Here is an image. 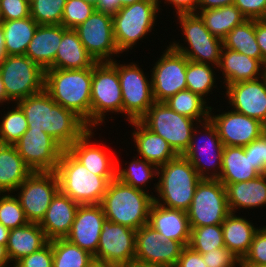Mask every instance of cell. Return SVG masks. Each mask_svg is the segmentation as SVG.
<instances>
[{
    "label": "cell",
    "mask_w": 266,
    "mask_h": 267,
    "mask_svg": "<svg viewBox=\"0 0 266 267\" xmlns=\"http://www.w3.org/2000/svg\"><path fill=\"white\" fill-rule=\"evenodd\" d=\"M24 112L28 129L41 130L68 149L89 127L74 112L57 104L43 90L16 103Z\"/></svg>",
    "instance_id": "6da1fadb"
},
{
    "label": "cell",
    "mask_w": 266,
    "mask_h": 267,
    "mask_svg": "<svg viewBox=\"0 0 266 267\" xmlns=\"http://www.w3.org/2000/svg\"><path fill=\"white\" fill-rule=\"evenodd\" d=\"M93 66L85 69L45 70L44 90L62 107L74 112L90 128Z\"/></svg>",
    "instance_id": "7a4b0ae2"
},
{
    "label": "cell",
    "mask_w": 266,
    "mask_h": 267,
    "mask_svg": "<svg viewBox=\"0 0 266 267\" xmlns=\"http://www.w3.org/2000/svg\"><path fill=\"white\" fill-rule=\"evenodd\" d=\"M121 182L115 178L110 181L101 201L107 220L138 230L148 224V217L154 194Z\"/></svg>",
    "instance_id": "3957f363"
},
{
    "label": "cell",
    "mask_w": 266,
    "mask_h": 267,
    "mask_svg": "<svg viewBox=\"0 0 266 267\" xmlns=\"http://www.w3.org/2000/svg\"><path fill=\"white\" fill-rule=\"evenodd\" d=\"M154 202L171 209L187 211L196 187L202 179L190 161L182 155L158 167Z\"/></svg>",
    "instance_id": "277c9868"
},
{
    "label": "cell",
    "mask_w": 266,
    "mask_h": 267,
    "mask_svg": "<svg viewBox=\"0 0 266 267\" xmlns=\"http://www.w3.org/2000/svg\"><path fill=\"white\" fill-rule=\"evenodd\" d=\"M55 173L59 190L79 205L100 204L109 181L90 172L67 149H64Z\"/></svg>",
    "instance_id": "5b68a950"
},
{
    "label": "cell",
    "mask_w": 266,
    "mask_h": 267,
    "mask_svg": "<svg viewBox=\"0 0 266 267\" xmlns=\"http://www.w3.org/2000/svg\"><path fill=\"white\" fill-rule=\"evenodd\" d=\"M117 59L93 65L90 103V128L105 124L108 113L123 114V101ZM108 112V113H107Z\"/></svg>",
    "instance_id": "8992f818"
},
{
    "label": "cell",
    "mask_w": 266,
    "mask_h": 267,
    "mask_svg": "<svg viewBox=\"0 0 266 267\" xmlns=\"http://www.w3.org/2000/svg\"><path fill=\"white\" fill-rule=\"evenodd\" d=\"M160 9L159 0H141L112 15L114 39L121 54L152 31Z\"/></svg>",
    "instance_id": "52a82bcc"
},
{
    "label": "cell",
    "mask_w": 266,
    "mask_h": 267,
    "mask_svg": "<svg viewBox=\"0 0 266 267\" xmlns=\"http://www.w3.org/2000/svg\"><path fill=\"white\" fill-rule=\"evenodd\" d=\"M177 20L183 32L181 34L185 36L183 44L188 45L184 47L175 40L169 45L190 61L217 67L224 47L223 40L210 33L197 13L179 14Z\"/></svg>",
    "instance_id": "ba28073f"
},
{
    "label": "cell",
    "mask_w": 266,
    "mask_h": 267,
    "mask_svg": "<svg viewBox=\"0 0 266 267\" xmlns=\"http://www.w3.org/2000/svg\"><path fill=\"white\" fill-rule=\"evenodd\" d=\"M0 76L12 103L44 90L45 71L26 55H7L0 64Z\"/></svg>",
    "instance_id": "9c48e42d"
},
{
    "label": "cell",
    "mask_w": 266,
    "mask_h": 267,
    "mask_svg": "<svg viewBox=\"0 0 266 267\" xmlns=\"http://www.w3.org/2000/svg\"><path fill=\"white\" fill-rule=\"evenodd\" d=\"M140 121L152 132L164 138L177 155L186 152L193 130L199 123L173 111L164 102H155Z\"/></svg>",
    "instance_id": "30bf717a"
},
{
    "label": "cell",
    "mask_w": 266,
    "mask_h": 267,
    "mask_svg": "<svg viewBox=\"0 0 266 267\" xmlns=\"http://www.w3.org/2000/svg\"><path fill=\"white\" fill-rule=\"evenodd\" d=\"M198 133L203 135L198 137ZM223 150L216 126L209 119L194 128L189 147L182 156L190 161L201 178L218 179L222 171Z\"/></svg>",
    "instance_id": "8fae6325"
},
{
    "label": "cell",
    "mask_w": 266,
    "mask_h": 267,
    "mask_svg": "<svg viewBox=\"0 0 266 267\" xmlns=\"http://www.w3.org/2000/svg\"><path fill=\"white\" fill-rule=\"evenodd\" d=\"M230 213L225 186L218 179L202 178L187 210L190 229L222 224Z\"/></svg>",
    "instance_id": "7c38bea8"
},
{
    "label": "cell",
    "mask_w": 266,
    "mask_h": 267,
    "mask_svg": "<svg viewBox=\"0 0 266 267\" xmlns=\"http://www.w3.org/2000/svg\"><path fill=\"white\" fill-rule=\"evenodd\" d=\"M117 70L126 121L140 120L155 103L152 80L145 76L147 74L134 62L128 64L117 62Z\"/></svg>",
    "instance_id": "4fadbf2b"
},
{
    "label": "cell",
    "mask_w": 266,
    "mask_h": 267,
    "mask_svg": "<svg viewBox=\"0 0 266 267\" xmlns=\"http://www.w3.org/2000/svg\"><path fill=\"white\" fill-rule=\"evenodd\" d=\"M15 191L28 221L39 224L59 191L58 177L55 171H35Z\"/></svg>",
    "instance_id": "5bb4252c"
},
{
    "label": "cell",
    "mask_w": 266,
    "mask_h": 267,
    "mask_svg": "<svg viewBox=\"0 0 266 267\" xmlns=\"http://www.w3.org/2000/svg\"><path fill=\"white\" fill-rule=\"evenodd\" d=\"M162 52L150 70L155 102H164L187 88L186 69L188 59L170 45Z\"/></svg>",
    "instance_id": "9a60e30c"
},
{
    "label": "cell",
    "mask_w": 266,
    "mask_h": 267,
    "mask_svg": "<svg viewBox=\"0 0 266 267\" xmlns=\"http://www.w3.org/2000/svg\"><path fill=\"white\" fill-rule=\"evenodd\" d=\"M184 247L146 224L136 230L135 262L149 267H175Z\"/></svg>",
    "instance_id": "2e32d148"
},
{
    "label": "cell",
    "mask_w": 266,
    "mask_h": 267,
    "mask_svg": "<svg viewBox=\"0 0 266 267\" xmlns=\"http://www.w3.org/2000/svg\"><path fill=\"white\" fill-rule=\"evenodd\" d=\"M74 30L96 62L113 61L115 56L119 57L120 52L114 39L112 15L95 10Z\"/></svg>",
    "instance_id": "e0dca14e"
},
{
    "label": "cell",
    "mask_w": 266,
    "mask_h": 267,
    "mask_svg": "<svg viewBox=\"0 0 266 267\" xmlns=\"http://www.w3.org/2000/svg\"><path fill=\"white\" fill-rule=\"evenodd\" d=\"M14 145L33 172L55 171L64 150L46 132L33 129H28Z\"/></svg>",
    "instance_id": "ac0fdd59"
},
{
    "label": "cell",
    "mask_w": 266,
    "mask_h": 267,
    "mask_svg": "<svg viewBox=\"0 0 266 267\" xmlns=\"http://www.w3.org/2000/svg\"><path fill=\"white\" fill-rule=\"evenodd\" d=\"M212 110L214 112L215 109L211 106L209 119L216 126L224 146L245 147L259 139L266 130V126L259 120L235 112L231 108L230 111L216 115Z\"/></svg>",
    "instance_id": "d6986e66"
},
{
    "label": "cell",
    "mask_w": 266,
    "mask_h": 267,
    "mask_svg": "<svg viewBox=\"0 0 266 267\" xmlns=\"http://www.w3.org/2000/svg\"><path fill=\"white\" fill-rule=\"evenodd\" d=\"M136 230L105 219L99 238L97 259L122 265L135 262Z\"/></svg>",
    "instance_id": "ffe728a7"
},
{
    "label": "cell",
    "mask_w": 266,
    "mask_h": 267,
    "mask_svg": "<svg viewBox=\"0 0 266 267\" xmlns=\"http://www.w3.org/2000/svg\"><path fill=\"white\" fill-rule=\"evenodd\" d=\"M225 94L227 103L235 112L259 120L266 126V75L228 85Z\"/></svg>",
    "instance_id": "44dd1931"
},
{
    "label": "cell",
    "mask_w": 266,
    "mask_h": 267,
    "mask_svg": "<svg viewBox=\"0 0 266 267\" xmlns=\"http://www.w3.org/2000/svg\"><path fill=\"white\" fill-rule=\"evenodd\" d=\"M105 219L101 204L79 205L71 230L65 238L94 256Z\"/></svg>",
    "instance_id": "7402d4cb"
},
{
    "label": "cell",
    "mask_w": 266,
    "mask_h": 267,
    "mask_svg": "<svg viewBox=\"0 0 266 267\" xmlns=\"http://www.w3.org/2000/svg\"><path fill=\"white\" fill-rule=\"evenodd\" d=\"M89 128L67 150L93 174L105 177L109 182L116 178L117 160L113 153L96 142H90L94 136Z\"/></svg>",
    "instance_id": "603a6c76"
},
{
    "label": "cell",
    "mask_w": 266,
    "mask_h": 267,
    "mask_svg": "<svg viewBox=\"0 0 266 267\" xmlns=\"http://www.w3.org/2000/svg\"><path fill=\"white\" fill-rule=\"evenodd\" d=\"M223 76V87L242 81L256 80L266 75L262 59H254L240 52L222 48L219 65Z\"/></svg>",
    "instance_id": "cb8c5ba5"
},
{
    "label": "cell",
    "mask_w": 266,
    "mask_h": 267,
    "mask_svg": "<svg viewBox=\"0 0 266 267\" xmlns=\"http://www.w3.org/2000/svg\"><path fill=\"white\" fill-rule=\"evenodd\" d=\"M78 207V203L60 190L56 193L39 223L49 241L69 234Z\"/></svg>",
    "instance_id": "d4e9b609"
},
{
    "label": "cell",
    "mask_w": 266,
    "mask_h": 267,
    "mask_svg": "<svg viewBox=\"0 0 266 267\" xmlns=\"http://www.w3.org/2000/svg\"><path fill=\"white\" fill-rule=\"evenodd\" d=\"M148 225L165 237L188 246L190 242V225L187 211L171 209L153 203L148 217Z\"/></svg>",
    "instance_id": "484cf974"
},
{
    "label": "cell",
    "mask_w": 266,
    "mask_h": 267,
    "mask_svg": "<svg viewBox=\"0 0 266 267\" xmlns=\"http://www.w3.org/2000/svg\"><path fill=\"white\" fill-rule=\"evenodd\" d=\"M129 123L135 128L132 141L141 159L159 167L178 156L164 138L148 129L140 120Z\"/></svg>",
    "instance_id": "4316f807"
},
{
    "label": "cell",
    "mask_w": 266,
    "mask_h": 267,
    "mask_svg": "<svg viewBox=\"0 0 266 267\" xmlns=\"http://www.w3.org/2000/svg\"><path fill=\"white\" fill-rule=\"evenodd\" d=\"M68 28L58 25H38L25 55L44 71L55 61L63 33Z\"/></svg>",
    "instance_id": "83f0119b"
},
{
    "label": "cell",
    "mask_w": 266,
    "mask_h": 267,
    "mask_svg": "<svg viewBox=\"0 0 266 267\" xmlns=\"http://www.w3.org/2000/svg\"><path fill=\"white\" fill-rule=\"evenodd\" d=\"M224 186L231 213H236L240 208L250 210L266 206V176L264 174L252 180Z\"/></svg>",
    "instance_id": "f1b7e54d"
},
{
    "label": "cell",
    "mask_w": 266,
    "mask_h": 267,
    "mask_svg": "<svg viewBox=\"0 0 266 267\" xmlns=\"http://www.w3.org/2000/svg\"><path fill=\"white\" fill-rule=\"evenodd\" d=\"M49 240L38 223H28L19 228L10 229L7 253L13 265L22 257L44 247Z\"/></svg>",
    "instance_id": "f546056e"
},
{
    "label": "cell",
    "mask_w": 266,
    "mask_h": 267,
    "mask_svg": "<svg viewBox=\"0 0 266 267\" xmlns=\"http://www.w3.org/2000/svg\"><path fill=\"white\" fill-rule=\"evenodd\" d=\"M15 145L0 144V193H13L32 173Z\"/></svg>",
    "instance_id": "4dcf8cb0"
},
{
    "label": "cell",
    "mask_w": 266,
    "mask_h": 267,
    "mask_svg": "<svg viewBox=\"0 0 266 267\" xmlns=\"http://www.w3.org/2000/svg\"><path fill=\"white\" fill-rule=\"evenodd\" d=\"M259 175L244 147L224 146L222 171L218 178L223 185L252 180Z\"/></svg>",
    "instance_id": "1f68e13d"
},
{
    "label": "cell",
    "mask_w": 266,
    "mask_h": 267,
    "mask_svg": "<svg viewBox=\"0 0 266 267\" xmlns=\"http://www.w3.org/2000/svg\"><path fill=\"white\" fill-rule=\"evenodd\" d=\"M253 224L235 213H230L222 223L225 247L240 261L248 253L254 234L259 229Z\"/></svg>",
    "instance_id": "d6a6232c"
},
{
    "label": "cell",
    "mask_w": 266,
    "mask_h": 267,
    "mask_svg": "<svg viewBox=\"0 0 266 267\" xmlns=\"http://www.w3.org/2000/svg\"><path fill=\"white\" fill-rule=\"evenodd\" d=\"M96 61L87 52L74 29H67L62 36L53 69H85L92 67Z\"/></svg>",
    "instance_id": "836d02e7"
},
{
    "label": "cell",
    "mask_w": 266,
    "mask_h": 267,
    "mask_svg": "<svg viewBox=\"0 0 266 267\" xmlns=\"http://www.w3.org/2000/svg\"><path fill=\"white\" fill-rule=\"evenodd\" d=\"M1 26L5 38L6 54L25 55L38 27L35 20L31 16L19 20H2Z\"/></svg>",
    "instance_id": "e575fe53"
},
{
    "label": "cell",
    "mask_w": 266,
    "mask_h": 267,
    "mask_svg": "<svg viewBox=\"0 0 266 267\" xmlns=\"http://www.w3.org/2000/svg\"><path fill=\"white\" fill-rule=\"evenodd\" d=\"M197 14L210 33L222 40L234 27L247 20L234 4L197 11Z\"/></svg>",
    "instance_id": "d590c367"
},
{
    "label": "cell",
    "mask_w": 266,
    "mask_h": 267,
    "mask_svg": "<svg viewBox=\"0 0 266 267\" xmlns=\"http://www.w3.org/2000/svg\"><path fill=\"white\" fill-rule=\"evenodd\" d=\"M224 48L240 52L254 59H262L255 35V20L247 19L234 27L223 39Z\"/></svg>",
    "instance_id": "8d00e7d4"
},
{
    "label": "cell",
    "mask_w": 266,
    "mask_h": 267,
    "mask_svg": "<svg viewBox=\"0 0 266 267\" xmlns=\"http://www.w3.org/2000/svg\"><path fill=\"white\" fill-rule=\"evenodd\" d=\"M164 103L173 111L199 123L209 120L211 106H208V102L201 96L188 89L179 91Z\"/></svg>",
    "instance_id": "74e56055"
},
{
    "label": "cell",
    "mask_w": 266,
    "mask_h": 267,
    "mask_svg": "<svg viewBox=\"0 0 266 267\" xmlns=\"http://www.w3.org/2000/svg\"><path fill=\"white\" fill-rule=\"evenodd\" d=\"M133 158L127 168L120 167L121 165L117 159L116 178L134 188L148 191L145 190L148 183H151L150 181L153 180V177L158 179V167L141 159L139 156H134Z\"/></svg>",
    "instance_id": "f35d334b"
},
{
    "label": "cell",
    "mask_w": 266,
    "mask_h": 267,
    "mask_svg": "<svg viewBox=\"0 0 266 267\" xmlns=\"http://www.w3.org/2000/svg\"><path fill=\"white\" fill-rule=\"evenodd\" d=\"M216 66L204 63H197L188 60L186 69V83L188 90L198 94L206 100L208 94H213L212 90L216 85V74L214 71ZM214 68V69H213ZM207 95V96H206Z\"/></svg>",
    "instance_id": "ab89813d"
},
{
    "label": "cell",
    "mask_w": 266,
    "mask_h": 267,
    "mask_svg": "<svg viewBox=\"0 0 266 267\" xmlns=\"http://www.w3.org/2000/svg\"><path fill=\"white\" fill-rule=\"evenodd\" d=\"M53 267H87L93 258L88 251L71 243L66 238L52 240Z\"/></svg>",
    "instance_id": "60d3db41"
},
{
    "label": "cell",
    "mask_w": 266,
    "mask_h": 267,
    "mask_svg": "<svg viewBox=\"0 0 266 267\" xmlns=\"http://www.w3.org/2000/svg\"><path fill=\"white\" fill-rule=\"evenodd\" d=\"M1 119L0 144L14 145L28 130L25 114L16 103L12 109L4 111Z\"/></svg>",
    "instance_id": "b9f144b4"
},
{
    "label": "cell",
    "mask_w": 266,
    "mask_h": 267,
    "mask_svg": "<svg viewBox=\"0 0 266 267\" xmlns=\"http://www.w3.org/2000/svg\"><path fill=\"white\" fill-rule=\"evenodd\" d=\"M188 246L200 254L225 247L222 224L192 228Z\"/></svg>",
    "instance_id": "7bdbcfd3"
},
{
    "label": "cell",
    "mask_w": 266,
    "mask_h": 267,
    "mask_svg": "<svg viewBox=\"0 0 266 267\" xmlns=\"http://www.w3.org/2000/svg\"><path fill=\"white\" fill-rule=\"evenodd\" d=\"M67 0H31L30 16L38 25L61 24Z\"/></svg>",
    "instance_id": "ee69618b"
},
{
    "label": "cell",
    "mask_w": 266,
    "mask_h": 267,
    "mask_svg": "<svg viewBox=\"0 0 266 267\" xmlns=\"http://www.w3.org/2000/svg\"><path fill=\"white\" fill-rule=\"evenodd\" d=\"M0 223L8 229L29 223L18 198L12 193H0Z\"/></svg>",
    "instance_id": "f6af8a7d"
},
{
    "label": "cell",
    "mask_w": 266,
    "mask_h": 267,
    "mask_svg": "<svg viewBox=\"0 0 266 267\" xmlns=\"http://www.w3.org/2000/svg\"><path fill=\"white\" fill-rule=\"evenodd\" d=\"M95 7L83 0H67L63 9L61 25L68 29H74L88 19Z\"/></svg>",
    "instance_id": "bcb514c9"
},
{
    "label": "cell",
    "mask_w": 266,
    "mask_h": 267,
    "mask_svg": "<svg viewBox=\"0 0 266 267\" xmlns=\"http://www.w3.org/2000/svg\"><path fill=\"white\" fill-rule=\"evenodd\" d=\"M241 265L266 266V226L259 227L254 234L250 249L241 260Z\"/></svg>",
    "instance_id": "7dc6e473"
},
{
    "label": "cell",
    "mask_w": 266,
    "mask_h": 267,
    "mask_svg": "<svg viewBox=\"0 0 266 267\" xmlns=\"http://www.w3.org/2000/svg\"><path fill=\"white\" fill-rule=\"evenodd\" d=\"M208 267H240L241 261L226 247L216 248L201 254Z\"/></svg>",
    "instance_id": "c3c4849f"
},
{
    "label": "cell",
    "mask_w": 266,
    "mask_h": 267,
    "mask_svg": "<svg viewBox=\"0 0 266 267\" xmlns=\"http://www.w3.org/2000/svg\"><path fill=\"white\" fill-rule=\"evenodd\" d=\"M13 267H53L52 240L40 250L22 257Z\"/></svg>",
    "instance_id": "681fc988"
},
{
    "label": "cell",
    "mask_w": 266,
    "mask_h": 267,
    "mask_svg": "<svg viewBox=\"0 0 266 267\" xmlns=\"http://www.w3.org/2000/svg\"><path fill=\"white\" fill-rule=\"evenodd\" d=\"M29 16L28 0H0L1 20H19Z\"/></svg>",
    "instance_id": "f907efd6"
},
{
    "label": "cell",
    "mask_w": 266,
    "mask_h": 267,
    "mask_svg": "<svg viewBox=\"0 0 266 267\" xmlns=\"http://www.w3.org/2000/svg\"><path fill=\"white\" fill-rule=\"evenodd\" d=\"M244 152L249 155L255 169L266 176V130L259 139L254 140L244 147Z\"/></svg>",
    "instance_id": "816d5d0a"
},
{
    "label": "cell",
    "mask_w": 266,
    "mask_h": 267,
    "mask_svg": "<svg viewBox=\"0 0 266 267\" xmlns=\"http://www.w3.org/2000/svg\"><path fill=\"white\" fill-rule=\"evenodd\" d=\"M234 5L247 19H266V0H234Z\"/></svg>",
    "instance_id": "f5cc1de1"
},
{
    "label": "cell",
    "mask_w": 266,
    "mask_h": 267,
    "mask_svg": "<svg viewBox=\"0 0 266 267\" xmlns=\"http://www.w3.org/2000/svg\"><path fill=\"white\" fill-rule=\"evenodd\" d=\"M175 267H208L202 255L193 250L190 246H185L182 250L181 256L178 258Z\"/></svg>",
    "instance_id": "db71d44e"
},
{
    "label": "cell",
    "mask_w": 266,
    "mask_h": 267,
    "mask_svg": "<svg viewBox=\"0 0 266 267\" xmlns=\"http://www.w3.org/2000/svg\"><path fill=\"white\" fill-rule=\"evenodd\" d=\"M138 1L141 0H100L98 5L95 7V10L106 14L114 15L122 7L132 5L133 3Z\"/></svg>",
    "instance_id": "11a10c76"
},
{
    "label": "cell",
    "mask_w": 266,
    "mask_h": 267,
    "mask_svg": "<svg viewBox=\"0 0 266 267\" xmlns=\"http://www.w3.org/2000/svg\"><path fill=\"white\" fill-rule=\"evenodd\" d=\"M161 1H159V8L162 7ZM198 2L199 0H164L165 4L174 6L175 15L197 13Z\"/></svg>",
    "instance_id": "9f6ffc18"
},
{
    "label": "cell",
    "mask_w": 266,
    "mask_h": 267,
    "mask_svg": "<svg viewBox=\"0 0 266 267\" xmlns=\"http://www.w3.org/2000/svg\"><path fill=\"white\" fill-rule=\"evenodd\" d=\"M255 35L262 54V60L266 65V19L255 20Z\"/></svg>",
    "instance_id": "6f0895ef"
},
{
    "label": "cell",
    "mask_w": 266,
    "mask_h": 267,
    "mask_svg": "<svg viewBox=\"0 0 266 267\" xmlns=\"http://www.w3.org/2000/svg\"><path fill=\"white\" fill-rule=\"evenodd\" d=\"M234 0H199L197 11L233 5Z\"/></svg>",
    "instance_id": "680465c9"
},
{
    "label": "cell",
    "mask_w": 266,
    "mask_h": 267,
    "mask_svg": "<svg viewBox=\"0 0 266 267\" xmlns=\"http://www.w3.org/2000/svg\"><path fill=\"white\" fill-rule=\"evenodd\" d=\"M87 267H118V265L93 257Z\"/></svg>",
    "instance_id": "91938a15"
},
{
    "label": "cell",
    "mask_w": 266,
    "mask_h": 267,
    "mask_svg": "<svg viewBox=\"0 0 266 267\" xmlns=\"http://www.w3.org/2000/svg\"><path fill=\"white\" fill-rule=\"evenodd\" d=\"M11 263L6 246L0 245V267H9Z\"/></svg>",
    "instance_id": "94428289"
},
{
    "label": "cell",
    "mask_w": 266,
    "mask_h": 267,
    "mask_svg": "<svg viewBox=\"0 0 266 267\" xmlns=\"http://www.w3.org/2000/svg\"><path fill=\"white\" fill-rule=\"evenodd\" d=\"M10 229L0 223V245L7 246Z\"/></svg>",
    "instance_id": "6125c7cd"
},
{
    "label": "cell",
    "mask_w": 266,
    "mask_h": 267,
    "mask_svg": "<svg viewBox=\"0 0 266 267\" xmlns=\"http://www.w3.org/2000/svg\"><path fill=\"white\" fill-rule=\"evenodd\" d=\"M6 57H7V54L5 52V38H4L2 26H0V64L4 61Z\"/></svg>",
    "instance_id": "be15d7a7"
},
{
    "label": "cell",
    "mask_w": 266,
    "mask_h": 267,
    "mask_svg": "<svg viewBox=\"0 0 266 267\" xmlns=\"http://www.w3.org/2000/svg\"><path fill=\"white\" fill-rule=\"evenodd\" d=\"M9 103L10 102L7 100L6 96H5V91H4V86H3V82L0 76V105H3V103Z\"/></svg>",
    "instance_id": "e7e4bbea"
},
{
    "label": "cell",
    "mask_w": 266,
    "mask_h": 267,
    "mask_svg": "<svg viewBox=\"0 0 266 267\" xmlns=\"http://www.w3.org/2000/svg\"><path fill=\"white\" fill-rule=\"evenodd\" d=\"M118 267H149V266L137 262H131L127 264L118 265Z\"/></svg>",
    "instance_id": "03108f58"
},
{
    "label": "cell",
    "mask_w": 266,
    "mask_h": 267,
    "mask_svg": "<svg viewBox=\"0 0 266 267\" xmlns=\"http://www.w3.org/2000/svg\"><path fill=\"white\" fill-rule=\"evenodd\" d=\"M83 1L96 7L100 0H83Z\"/></svg>",
    "instance_id": "003e7915"
},
{
    "label": "cell",
    "mask_w": 266,
    "mask_h": 267,
    "mask_svg": "<svg viewBox=\"0 0 266 267\" xmlns=\"http://www.w3.org/2000/svg\"><path fill=\"white\" fill-rule=\"evenodd\" d=\"M240 267H266L263 265H241Z\"/></svg>",
    "instance_id": "a7ac6f4b"
}]
</instances>
